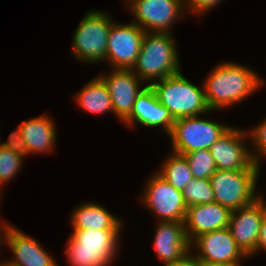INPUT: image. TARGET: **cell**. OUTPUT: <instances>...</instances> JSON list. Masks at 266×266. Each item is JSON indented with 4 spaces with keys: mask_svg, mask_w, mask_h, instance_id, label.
Wrapping results in <instances>:
<instances>
[{
    "mask_svg": "<svg viewBox=\"0 0 266 266\" xmlns=\"http://www.w3.org/2000/svg\"><path fill=\"white\" fill-rule=\"evenodd\" d=\"M3 227V228H2ZM9 226H8V224H5L4 222H3V225H2V223H1V221H0V246L2 245V241H5V232H6V230H7V228H8ZM3 230V231H2ZM4 232V233H3ZM3 234V235H2ZM4 236V237H3Z\"/></svg>",
    "mask_w": 266,
    "mask_h": 266,
    "instance_id": "cell-32",
    "label": "cell"
},
{
    "mask_svg": "<svg viewBox=\"0 0 266 266\" xmlns=\"http://www.w3.org/2000/svg\"><path fill=\"white\" fill-rule=\"evenodd\" d=\"M198 116L183 117L174 121L171 133L172 152L183 155L209 148L230 128Z\"/></svg>",
    "mask_w": 266,
    "mask_h": 266,
    "instance_id": "cell-7",
    "label": "cell"
},
{
    "mask_svg": "<svg viewBox=\"0 0 266 266\" xmlns=\"http://www.w3.org/2000/svg\"><path fill=\"white\" fill-rule=\"evenodd\" d=\"M121 230L73 229L64 251L70 266H109Z\"/></svg>",
    "mask_w": 266,
    "mask_h": 266,
    "instance_id": "cell-3",
    "label": "cell"
},
{
    "mask_svg": "<svg viewBox=\"0 0 266 266\" xmlns=\"http://www.w3.org/2000/svg\"><path fill=\"white\" fill-rule=\"evenodd\" d=\"M72 229L121 230L122 221L97 203L79 205L71 215Z\"/></svg>",
    "mask_w": 266,
    "mask_h": 266,
    "instance_id": "cell-20",
    "label": "cell"
},
{
    "mask_svg": "<svg viewBox=\"0 0 266 266\" xmlns=\"http://www.w3.org/2000/svg\"><path fill=\"white\" fill-rule=\"evenodd\" d=\"M176 46L172 33L146 32L132 71L148 85L181 72Z\"/></svg>",
    "mask_w": 266,
    "mask_h": 266,
    "instance_id": "cell-2",
    "label": "cell"
},
{
    "mask_svg": "<svg viewBox=\"0 0 266 266\" xmlns=\"http://www.w3.org/2000/svg\"><path fill=\"white\" fill-rule=\"evenodd\" d=\"M159 100L174 120L212 112L205 98L204 87L192 84L182 71L150 84Z\"/></svg>",
    "mask_w": 266,
    "mask_h": 266,
    "instance_id": "cell-4",
    "label": "cell"
},
{
    "mask_svg": "<svg viewBox=\"0 0 266 266\" xmlns=\"http://www.w3.org/2000/svg\"><path fill=\"white\" fill-rule=\"evenodd\" d=\"M261 196L251 204L230 213L228 228L238 247L248 258L257 247L261 223L266 212V201Z\"/></svg>",
    "mask_w": 266,
    "mask_h": 266,
    "instance_id": "cell-12",
    "label": "cell"
},
{
    "mask_svg": "<svg viewBox=\"0 0 266 266\" xmlns=\"http://www.w3.org/2000/svg\"><path fill=\"white\" fill-rule=\"evenodd\" d=\"M134 22L145 32L171 33L174 22L184 13L182 0H134L128 3Z\"/></svg>",
    "mask_w": 266,
    "mask_h": 266,
    "instance_id": "cell-9",
    "label": "cell"
},
{
    "mask_svg": "<svg viewBox=\"0 0 266 266\" xmlns=\"http://www.w3.org/2000/svg\"><path fill=\"white\" fill-rule=\"evenodd\" d=\"M260 170H216L210 177L215 202L230 211L251 204L256 196L255 188Z\"/></svg>",
    "mask_w": 266,
    "mask_h": 266,
    "instance_id": "cell-6",
    "label": "cell"
},
{
    "mask_svg": "<svg viewBox=\"0 0 266 266\" xmlns=\"http://www.w3.org/2000/svg\"><path fill=\"white\" fill-rule=\"evenodd\" d=\"M24 155L0 146V186L9 182L21 169ZM0 189H2L0 187ZM0 194H2L0 192Z\"/></svg>",
    "mask_w": 266,
    "mask_h": 266,
    "instance_id": "cell-25",
    "label": "cell"
},
{
    "mask_svg": "<svg viewBox=\"0 0 266 266\" xmlns=\"http://www.w3.org/2000/svg\"><path fill=\"white\" fill-rule=\"evenodd\" d=\"M113 72L99 77L107 85L111 96L114 115L124 121L132 112L137 96L144 90L140 89L143 82L131 69H114Z\"/></svg>",
    "mask_w": 266,
    "mask_h": 266,
    "instance_id": "cell-13",
    "label": "cell"
},
{
    "mask_svg": "<svg viewBox=\"0 0 266 266\" xmlns=\"http://www.w3.org/2000/svg\"><path fill=\"white\" fill-rule=\"evenodd\" d=\"M154 237V250L164 266L177 262L191 250L184 222L158 221Z\"/></svg>",
    "mask_w": 266,
    "mask_h": 266,
    "instance_id": "cell-18",
    "label": "cell"
},
{
    "mask_svg": "<svg viewBox=\"0 0 266 266\" xmlns=\"http://www.w3.org/2000/svg\"><path fill=\"white\" fill-rule=\"evenodd\" d=\"M19 126L26 145V155L48 153L53 150L57 136L52 118L41 115L25 120Z\"/></svg>",
    "mask_w": 266,
    "mask_h": 266,
    "instance_id": "cell-19",
    "label": "cell"
},
{
    "mask_svg": "<svg viewBox=\"0 0 266 266\" xmlns=\"http://www.w3.org/2000/svg\"><path fill=\"white\" fill-rule=\"evenodd\" d=\"M184 8L186 11H191L197 14H203L210 9H213L214 6L221 3L222 0H182Z\"/></svg>",
    "mask_w": 266,
    "mask_h": 266,
    "instance_id": "cell-28",
    "label": "cell"
},
{
    "mask_svg": "<svg viewBox=\"0 0 266 266\" xmlns=\"http://www.w3.org/2000/svg\"><path fill=\"white\" fill-rule=\"evenodd\" d=\"M5 243L12 251L10 266H58L37 240L9 224L5 232Z\"/></svg>",
    "mask_w": 266,
    "mask_h": 266,
    "instance_id": "cell-17",
    "label": "cell"
},
{
    "mask_svg": "<svg viewBox=\"0 0 266 266\" xmlns=\"http://www.w3.org/2000/svg\"><path fill=\"white\" fill-rule=\"evenodd\" d=\"M247 137V139H246ZM248 133L230 127L210 148L218 170H259L251 150L246 149L245 139Z\"/></svg>",
    "mask_w": 266,
    "mask_h": 266,
    "instance_id": "cell-11",
    "label": "cell"
},
{
    "mask_svg": "<svg viewBox=\"0 0 266 266\" xmlns=\"http://www.w3.org/2000/svg\"><path fill=\"white\" fill-rule=\"evenodd\" d=\"M112 21L109 13L89 11L73 36L72 53L86 63H100L106 58L107 41Z\"/></svg>",
    "mask_w": 266,
    "mask_h": 266,
    "instance_id": "cell-5",
    "label": "cell"
},
{
    "mask_svg": "<svg viewBox=\"0 0 266 266\" xmlns=\"http://www.w3.org/2000/svg\"><path fill=\"white\" fill-rule=\"evenodd\" d=\"M266 251V212L264 214L262 223H261V229H260V233H259V237H258V243H257V247L254 251V253L252 255H254L255 253H258V251Z\"/></svg>",
    "mask_w": 266,
    "mask_h": 266,
    "instance_id": "cell-30",
    "label": "cell"
},
{
    "mask_svg": "<svg viewBox=\"0 0 266 266\" xmlns=\"http://www.w3.org/2000/svg\"><path fill=\"white\" fill-rule=\"evenodd\" d=\"M145 33L134 22L118 24L114 21L108 35L105 60L110 61L114 69L132 70L141 50Z\"/></svg>",
    "mask_w": 266,
    "mask_h": 266,
    "instance_id": "cell-10",
    "label": "cell"
},
{
    "mask_svg": "<svg viewBox=\"0 0 266 266\" xmlns=\"http://www.w3.org/2000/svg\"><path fill=\"white\" fill-rule=\"evenodd\" d=\"M186 158L194 178L210 179L217 170L214 158L207 149L195 150L183 154Z\"/></svg>",
    "mask_w": 266,
    "mask_h": 266,
    "instance_id": "cell-24",
    "label": "cell"
},
{
    "mask_svg": "<svg viewBox=\"0 0 266 266\" xmlns=\"http://www.w3.org/2000/svg\"><path fill=\"white\" fill-rule=\"evenodd\" d=\"M230 213L227 207L217 202L188 207L184 227L189 243L202 234L228 228Z\"/></svg>",
    "mask_w": 266,
    "mask_h": 266,
    "instance_id": "cell-15",
    "label": "cell"
},
{
    "mask_svg": "<svg viewBox=\"0 0 266 266\" xmlns=\"http://www.w3.org/2000/svg\"><path fill=\"white\" fill-rule=\"evenodd\" d=\"M0 146L11 150L13 152L26 155V145L21 135L20 126L13 132L9 134L8 140L6 142H1Z\"/></svg>",
    "mask_w": 266,
    "mask_h": 266,
    "instance_id": "cell-27",
    "label": "cell"
},
{
    "mask_svg": "<svg viewBox=\"0 0 266 266\" xmlns=\"http://www.w3.org/2000/svg\"><path fill=\"white\" fill-rule=\"evenodd\" d=\"M0 266H10L8 263H6L5 261H2L1 263H0Z\"/></svg>",
    "mask_w": 266,
    "mask_h": 266,
    "instance_id": "cell-33",
    "label": "cell"
},
{
    "mask_svg": "<svg viewBox=\"0 0 266 266\" xmlns=\"http://www.w3.org/2000/svg\"><path fill=\"white\" fill-rule=\"evenodd\" d=\"M203 82L211 111L243 101L265 83L254 71L234 62L218 64Z\"/></svg>",
    "mask_w": 266,
    "mask_h": 266,
    "instance_id": "cell-1",
    "label": "cell"
},
{
    "mask_svg": "<svg viewBox=\"0 0 266 266\" xmlns=\"http://www.w3.org/2000/svg\"><path fill=\"white\" fill-rule=\"evenodd\" d=\"M190 253H192V251L177 262L167 264L165 266H202V262L196 256L194 257V254Z\"/></svg>",
    "mask_w": 266,
    "mask_h": 266,
    "instance_id": "cell-29",
    "label": "cell"
},
{
    "mask_svg": "<svg viewBox=\"0 0 266 266\" xmlns=\"http://www.w3.org/2000/svg\"><path fill=\"white\" fill-rule=\"evenodd\" d=\"M184 202L188 207L197 204L214 203V191L210 179L193 178L182 191Z\"/></svg>",
    "mask_w": 266,
    "mask_h": 266,
    "instance_id": "cell-23",
    "label": "cell"
},
{
    "mask_svg": "<svg viewBox=\"0 0 266 266\" xmlns=\"http://www.w3.org/2000/svg\"><path fill=\"white\" fill-rule=\"evenodd\" d=\"M174 121L169 110L157 99L151 86L146 85L137 96L131 114L123 122L130 127H134L135 122L145 127H161L166 135H169Z\"/></svg>",
    "mask_w": 266,
    "mask_h": 266,
    "instance_id": "cell-16",
    "label": "cell"
},
{
    "mask_svg": "<svg viewBox=\"0 0 266 266\" xmlns=\"http://www.w3.org/2000/svg\"><path fill=\"white\" fill-rule=\"evenodd\" d=\"M163 164L157 173L180 192L194 178L183 155L172 152Z\"/></svg>",
    "mask_w": 266,
    "mask_h": 266,
    "instance_id": "cell-22",
    "label": "cell"
},
{
    "mask_svg": "<svg viewBox=\"0 0 266 266\" xmlns=\"http://www.w3.org/2000/svg\"><path fill=\"white\" fill-rule=\"evenodd\" d=\"M197 249L201 262L241 263L247 257L238 247L229 228L211 231L198 236L191 244Z\"/></svg>",
    "mask_w": 266,
    "mask_h": 266,
    "instance_id": "cell-14",
    "label": "cell"
},
{
    "mask_svg": "<svg viewBox=\"0 0 266 266\" xmlns=\"http://www.w3.org/2000/svg\"><path fill=\"white\" fill-rule=\"evenodd\" d=\"M250 140L254 146L253 152H251L255 163L260 166V160L266 158V119L262 120L251 132L248 133Z\"/></svg>",
    "mask_w": 266,
    "mask_h": 266,
    "instance_id": "cell-26",
    "label": "cell"
},
{
    "mask_svg": "<svg viewBox=\"0 0 266 266\" xmlns=\"http://www.w3.org/2000/svg\"><path fill=\"white\" fill-rule=\"evenodd\" d=\"M202 266H241L240 263H214L202 262Z\"/></svg>",
    "mask_w": 266,
    "mask_h": 266,
    "instance_id": "cell-31",
    "label": "cell"
},
{
    "mask_svg": "<svg viewBox=\"0 0 266 266\" xmlns=\"http://www.w3.org/2000/svg\"><path fill=\"white\" fill-rule=\"evenodd\" d=\"M141 202L154 212L159 221L184 222L187 206L182 192L175 189L157 172L146 182Z\"/></svg>",
    "mask_w": 266,
    "mask_h": 266,
    "instance_id": "cell-8",
    "label": "cell"
},
{
    "mask_svg": "<svg viewBox=\"0 0 266 266\" xmlns=\"http://www.w3.org/2000/svg\"><path fill=\"white\" fill-rule=\"evenodd\" d=\"M74 97L79 107L87 112L102 114L111 111L114 114L108 87L99 76L91 79Z\"/></svg>",
    "mask_w": 266,
    "mask_h": 266,
    "instance_id": "cell-21",
    "label": "cell"
}]
</instances>
